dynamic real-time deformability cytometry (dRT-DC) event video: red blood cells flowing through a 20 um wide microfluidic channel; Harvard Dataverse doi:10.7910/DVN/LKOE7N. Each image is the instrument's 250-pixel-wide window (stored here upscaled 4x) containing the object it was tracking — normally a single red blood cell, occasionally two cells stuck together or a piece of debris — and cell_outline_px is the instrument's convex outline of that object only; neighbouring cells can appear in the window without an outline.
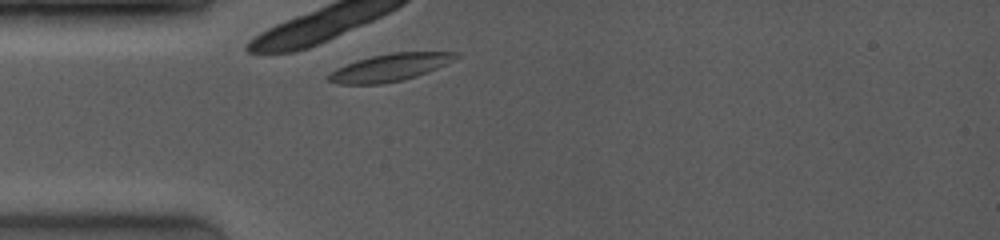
{"species": "common noctule bat (a hibernating species)", "species_latin": "Nyctalus noctula", "temperature_condition": "room temperature", "stored_images_in_passage": 1, "camera_frame_rate_fps": 4000, "um_per_image_px": 0.085, "animal": {"sex": "female", "body_mass_g": 19.0, "forearm_length_mm": 53.3}, "frame": {"image": 1, "passage_image": 1, "time_ms": 0.0, "image_size_px": [1000, 240], "cell_outline_px": [[460, 56], [428, 72], [404, 80], [380, 84], [340, 84], [328, 80], [328, 76], [336, 68], [356, 60], [372, 56], [392, 52], [460, 52]], "centroid_in_image_um": [33.15, 5.73], "position_along_channel_um": 51.9, "area_um2": 20.11}}